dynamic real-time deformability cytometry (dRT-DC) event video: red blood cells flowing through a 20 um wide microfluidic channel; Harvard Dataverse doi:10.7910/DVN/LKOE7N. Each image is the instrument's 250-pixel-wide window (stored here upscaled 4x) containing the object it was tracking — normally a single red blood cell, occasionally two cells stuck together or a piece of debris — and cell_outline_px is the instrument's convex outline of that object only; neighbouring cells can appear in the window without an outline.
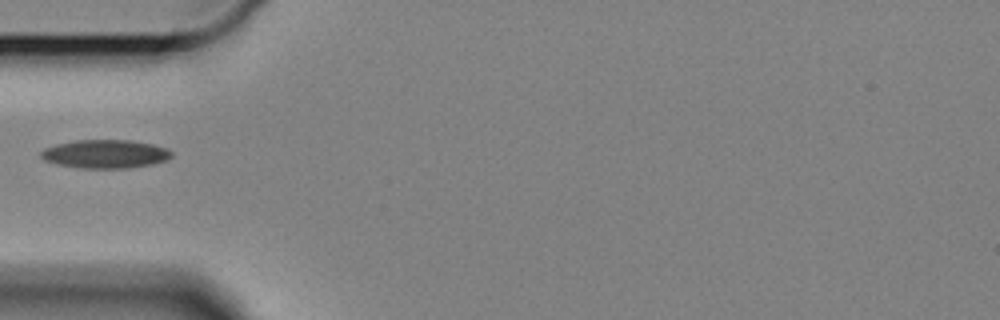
{"species": "Egyptian fruit bat (a non-hibernating species)", "species_latin": "Rousettus aegyptiacus", "temperature_condition": "cold", "stored_images_in_passage": 26, "camera_frame_rate_fps": 3000, "um_per_image_px": 0.085, "animal": {"sex": "female"}, "frame": {"image": 1, "passage_image": 1, "time_ms": 0.0, "image_size_px": [1000, 320], "cell_outline_px": [[172, 156], [168, 160], [152, 164], [128, 168], [84, 168], [56, 164], [44, 160], [40, 156], [40, 152], [44, 148], [56, 144], [76, 140], [132, 140], [152, 144], [164, 148], [172, 152]], "centroid_in_image_um": [8.93, 13.08], "position_along_channel_um": 76.1, "area_um2": 21.68}}